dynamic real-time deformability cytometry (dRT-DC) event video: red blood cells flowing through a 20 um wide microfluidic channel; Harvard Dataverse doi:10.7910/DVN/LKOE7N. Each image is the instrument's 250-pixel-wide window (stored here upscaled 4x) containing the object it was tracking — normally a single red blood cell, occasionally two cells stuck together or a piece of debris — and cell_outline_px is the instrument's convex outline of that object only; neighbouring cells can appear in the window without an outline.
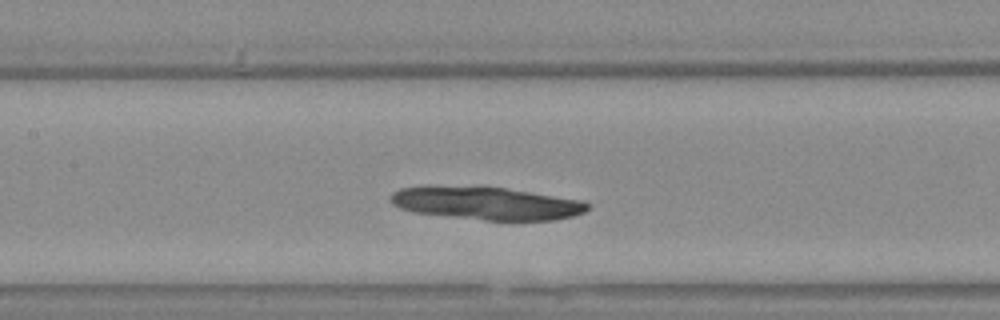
{"species": "Egyptian fruit bat (a non-hibernating species)", "species_latin": "Rousettus aegyptiacus", "temperature_condition": "warm", "stored_images_in_passage": 44, "camera_frame_rate_fps": 3000, "um_per_image_px": 0.085, "animal": {"sex": "female"}, "frame": {"image": 1, "passage_image": 14, "time_ms": 4.333, "image_size_px": [1000, 320], "cell_outline_px": [[588, 208], [584, 212], [572, 216], [556, 220], [484, 220], [412, 212], [400, 208], [392, 204], [388, 200], [392, 192], [400, 188], [504, 188], [584, 200], [588, 204]], "centroid_in_image_um": [41.4, 17.31], "position_along_channel_um": 166.0, "area_um2": 36.7}}